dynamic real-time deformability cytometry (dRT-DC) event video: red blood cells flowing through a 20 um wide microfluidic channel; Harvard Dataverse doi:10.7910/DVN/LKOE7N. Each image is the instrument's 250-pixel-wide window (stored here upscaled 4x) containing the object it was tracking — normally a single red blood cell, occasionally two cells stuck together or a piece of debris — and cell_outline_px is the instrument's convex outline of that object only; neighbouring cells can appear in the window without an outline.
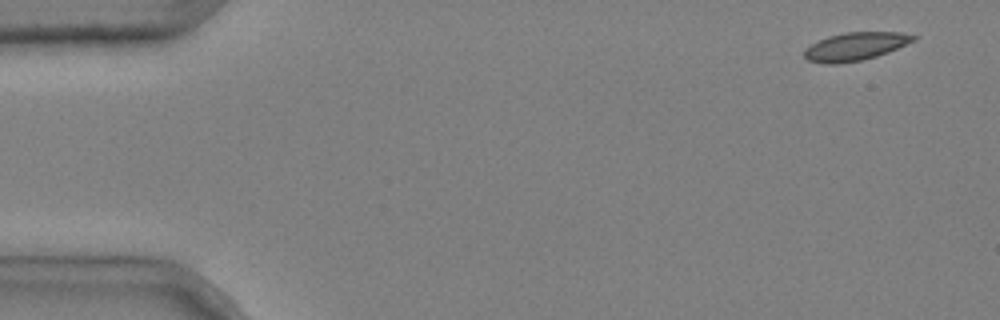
{"species": "common noctule bat (a hibernating species)", "species_latin": "Nyctalus noctula", "temperature_condition": "cold", "stored_images_in_passage": 4, "camera_frame_rate_fps": 3000, "um_per_image_px": 0.085, "animal": {"sex": "male", "body_mass_g": 20.4}, "frame": {"image": 1, "passage_image": 1, "time_ms": 0.0, "image_size_px": [1000, 320], "cell_outline_px": [[920, 36], [916, 40], [888, 52], [876, 56], [860, 60], [836, 64], [824, 64], [808, 60], [804, 56], [804, 48], [828, 36], [844, 32], [900, 32]], "centroid_in_image_um": [72.72, 3.94], "position_along_channel_um": 12.3, "area_um2": 17.86}}